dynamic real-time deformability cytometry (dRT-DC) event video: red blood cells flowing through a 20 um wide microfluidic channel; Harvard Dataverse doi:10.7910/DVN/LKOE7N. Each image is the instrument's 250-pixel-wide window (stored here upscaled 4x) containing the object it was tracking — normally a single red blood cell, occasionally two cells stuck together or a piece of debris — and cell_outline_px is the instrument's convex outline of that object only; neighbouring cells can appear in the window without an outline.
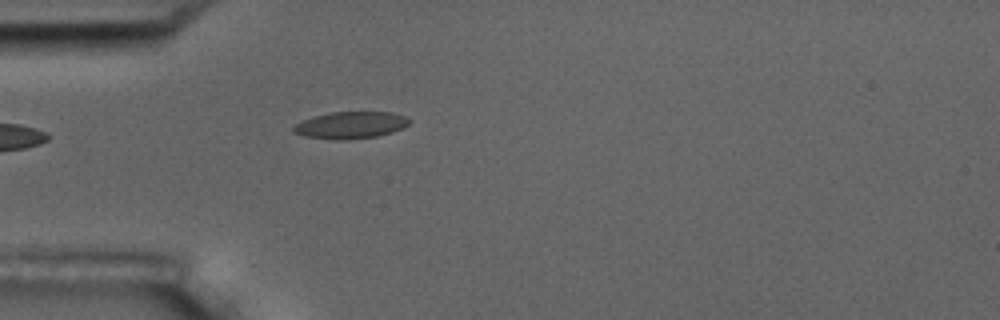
{"species": "common noctule bat (a hibernating species)", "species_latin": "Nyctalus noctula", "temperature_condition": "room temperature", "stored_images_in_passage": 3, "camera_frame_rate_fps": 3000, "um_per_image_px": 0.085, "animal": {"sex": "male", "body_mass_g": 17.5, "forearm_length_mm": 52.3}, "frame": {"image": 1, "passage_image": 3, "time_ms": 2.333, "image_size_px": [1000, 320], "cell_outline_px": [[412, 120], [404, 128], [392, 132], [376, 136], [348, 140], [336, 140], [304, 136], [292, 132], [292, 128], [296, 124], [312, 116], [332, 112], [392, 112], [404, 116]], "centroid_in_image_um": [29.81, 10.64], "position_along_channel_um": 55.2, "area_um2": 18.26}}